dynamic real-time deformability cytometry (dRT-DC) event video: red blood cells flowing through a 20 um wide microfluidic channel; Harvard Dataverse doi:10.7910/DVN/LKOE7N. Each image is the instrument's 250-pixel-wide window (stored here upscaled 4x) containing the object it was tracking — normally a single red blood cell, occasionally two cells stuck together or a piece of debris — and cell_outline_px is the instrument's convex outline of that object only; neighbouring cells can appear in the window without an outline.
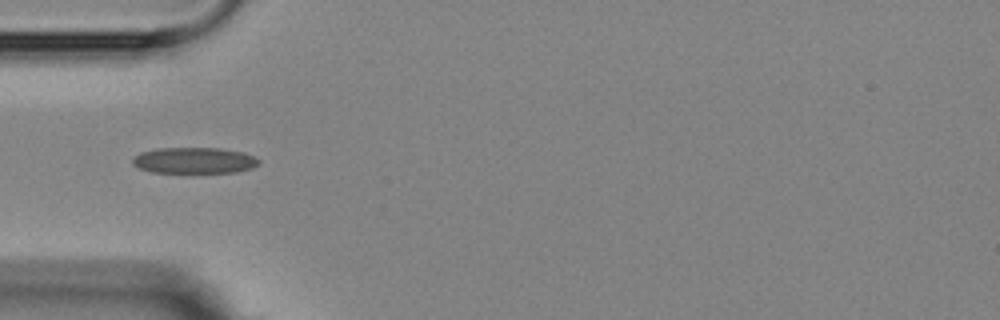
{"species": "Egyptian fruit bat (a non-hibernating species)", "species_latin": "Rousettus aegyptiacus", "temperature_condition": "room temperature", "stored_images_in_passage": 9, "camera_frame_rate_fps": 3000, "um_per_image_px": 0.085, "animal": {"sex": "female"}, "frame": {"image": 1, "passage_image": 3, "time_ms": 2.333, "image_size_px": [1000, 320], "cell_outline_px": [[260, 160], [252, 168], [236, 172], [152, 172], [140, 168], [132, 164], [132, 156], [140, 152], [156, 148], [220, 148], [244, 152]], "centroid_in_image_um": [16.46, 13.62], "position_along_channel_um": 68.5, "area_um2": 19.13}}
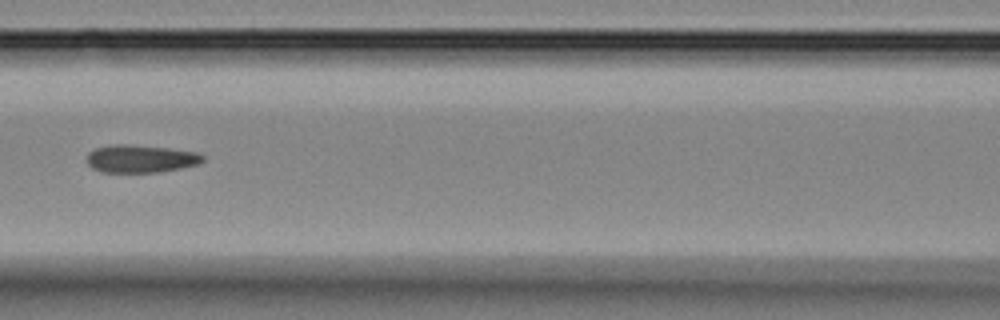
{"frame": {"image": 2, "passage_image": 5, "time_ms": 4.667, "image_size_px": [1000, 320], "cell_outline_px": [[204, 160], [200, 164], [160, 172], [104, 172], [92, 168], [88, 164], [88, 152], [96, 148], [108, 144], [132, 144], [168, 148], [196, 152], [204, 156]], "centroid_in_image_um": [11.96, 13.48], "position_along_channel_um": 154.6, "area_um2": 18.84}}
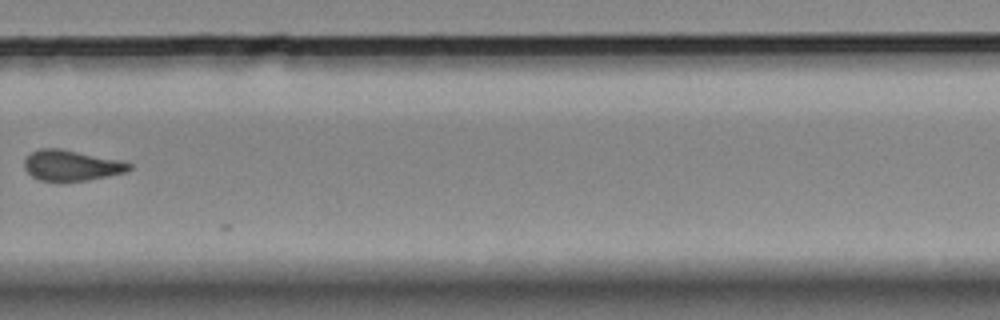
{"frame": {"image": 3, "passage_image": 9, "time_ms": 9.333, "image_size_px": [1000, 320], "cell_outline_px": [[132, 168], [128, 172], [88, 180], [60, 184], [40, 180], [32, 176], [24, 168], [24, 160], [32, 152], [40, 148], [60, 148], [124, 160], [132, 164]], "centroid_in_image_um": [6.11, 14.09], "position_along_channel_um": 323.7, "area_um2": 19.48}}